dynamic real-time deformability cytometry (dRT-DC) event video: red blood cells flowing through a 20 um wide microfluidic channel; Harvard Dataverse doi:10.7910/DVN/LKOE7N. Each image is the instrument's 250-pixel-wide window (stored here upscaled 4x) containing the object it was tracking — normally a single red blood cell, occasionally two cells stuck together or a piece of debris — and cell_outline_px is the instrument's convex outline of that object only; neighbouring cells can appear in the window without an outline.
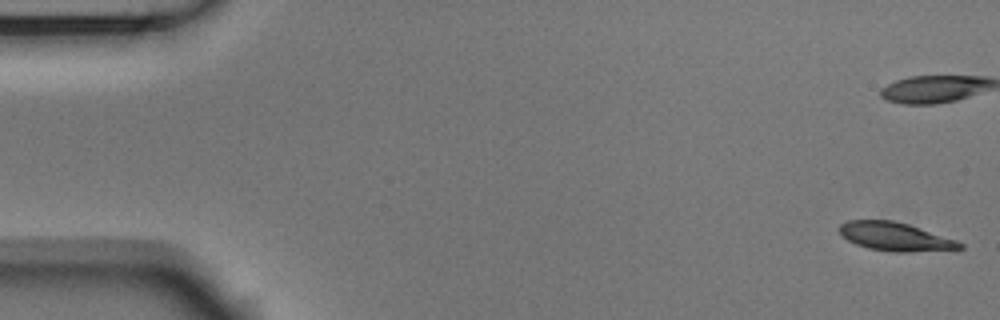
{"species": "Egyptian fruit bat (a non-hibernating species)", "species_latin": "Rousettus aegyptiacus", "temperature_condition": "room temperature", "stored_images_in_passage": 54, "camera_frame_rate_fps": 3000, "um_per_image_px": 0.085, "animal": {"sex": "male"}, "frame": {"image": 1, "passage_image": 1, "time_ms": 0.0, "image_size_px": [1000, 320], "cell_outline_px": [[964, 248], [908, 252], [892, 252], [868, 248], [856, 244], [848, 240], [840, 232], [840, 224], [848, 220], [892, 220], [908, 224], [956, 240], [964, 244]], "centroid_in_image_um": [76.08, 20.11], "position_along_channel_um": 8.9, "area_um2": 19.71}, "authors_computed_cell_mechanics": {"area_um2": 20.8947, "velocity_mm_per_s": 3.7346, "shape_relaxation_time_tau1_ms": 3.8374, "shape_relaxation_time_tau2_ms": 1.8605, "deformation_change_tau1": 0.16, "deformation_change_tau2": 0.0834}}